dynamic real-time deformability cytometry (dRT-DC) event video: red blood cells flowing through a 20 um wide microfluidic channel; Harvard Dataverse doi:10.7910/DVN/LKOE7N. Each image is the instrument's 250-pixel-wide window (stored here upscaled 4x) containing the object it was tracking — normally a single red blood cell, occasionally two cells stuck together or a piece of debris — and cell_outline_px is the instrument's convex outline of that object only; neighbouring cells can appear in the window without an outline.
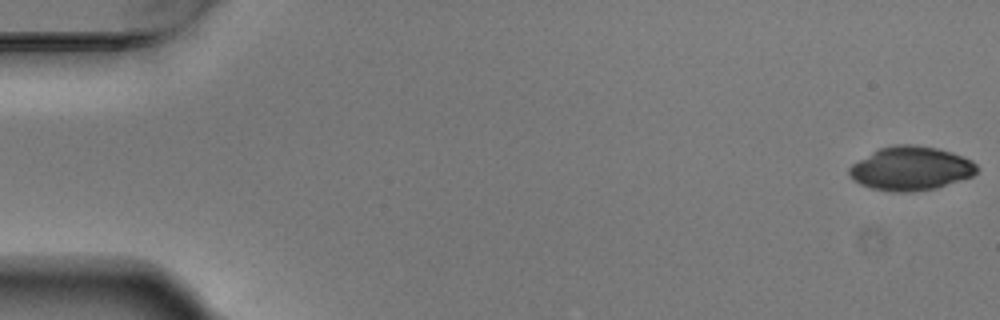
{"species": "Egyptian fruit bat (a non-hibernating species)", "species_latin": "Rousettus aegyptiacus", "temperature_condition": "warm", "stored_images_in_passage": 7, "camera_frame_rate_fps": 3000, "um_per_image_px": 0.085, "animal": {"sex": "male"}, "frame": {"image": 1, "passage_image": 1, "time_ms": 0.0, "image_size_px": [1000, 320], "cell_outline_px": [[980, 168], [972, 176], [936, 188], [912, 192], [892, 192], [872, 188], [860, 184], [852, 180], [848, 172], [848, 168], [852, 164], [872, 152], [880, 148], [896, 144], [912, 144], [936, 148], [952, 152], [972, 160]], "centroid_in_image_um": [77.41, 14.32], "position_along_channel_um": 7.6, "area_um2": 32.66}}
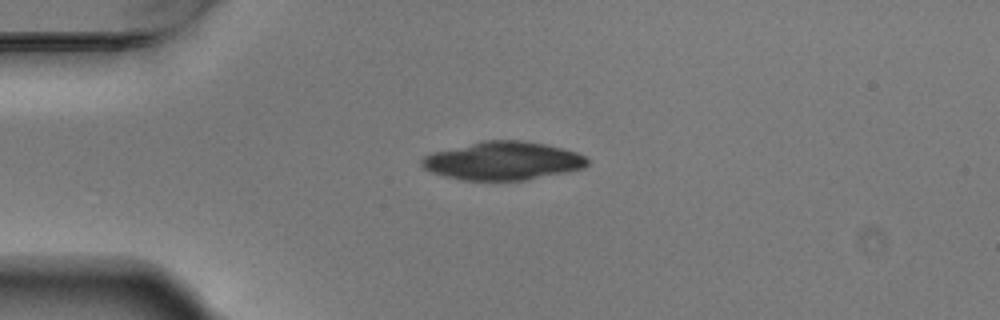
{"frame": {"image": 2, "passage_image": 4, "time_ms": 1.0, "image_size_px": [1000, 320], "cell_outline_px": [[588, 164], [584, 168], [568, 172], [528, 180], [464, 180], [444, 176], [432, 172], [424, 168], [420, 164], [420, 160], [424, 156], [432, 152], [484, 140], [520, 140], [544, 144], [576, 152], [584, 156], [588, 160]], "centroid_in_image_um": [42.74, 13.68], "position_along_channel_um": 42.3, "area_um2": 36.93}}